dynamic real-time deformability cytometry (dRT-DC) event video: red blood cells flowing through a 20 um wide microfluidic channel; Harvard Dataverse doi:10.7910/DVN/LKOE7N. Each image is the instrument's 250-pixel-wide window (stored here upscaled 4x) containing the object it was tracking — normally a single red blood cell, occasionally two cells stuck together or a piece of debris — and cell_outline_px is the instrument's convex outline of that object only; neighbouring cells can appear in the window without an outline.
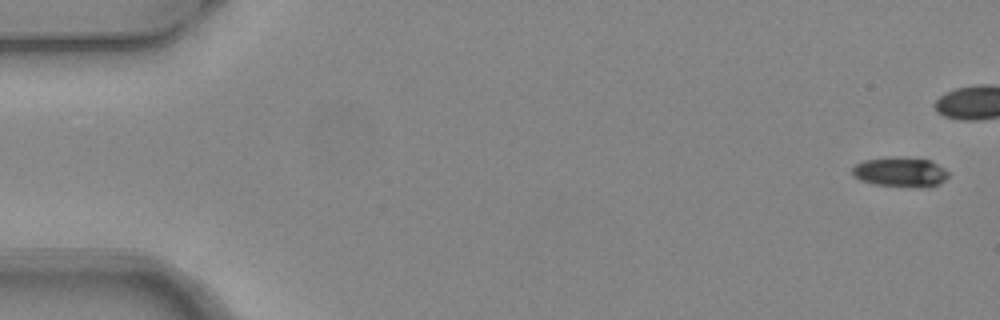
{"species": "common noctule bat (a hibernating species)", "species_latin": "Nyctalus noctula", "temperature_condition": "warm", "stored_images_in_passage": 6, "camera_frame_rate_fps": 3000, "um_per_image_px": 0.085, "animal": {"sex": "female", "body_mass_g": 24.6, "forearm_length_mm": 56.2}, "frame": {"image": 1, "passage_image": 1, "time_ms": 0.0, "image_size_px": [1000, 320], "cell_outline_px": [[948, 176], [940, 184], [916, 188], [876, 184], [860, 180], [852, 176], [852, 168], [856, 164], [864, 160], [900, 156], [932, 160], [944, 168], [948, 172]], "centroid_in_image_um": [76.54, 14.62], "position_along_channel_um": 8.5, "area_um2": 16.82}}
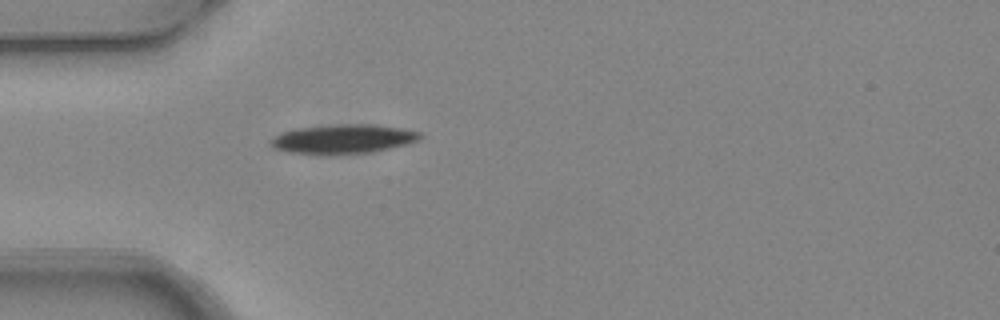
{"frame": {"image": 2, "passage_image": 6, "time_ms": 1.667, "image_size_px": [1000, 320], "cell_outline_px": [[424, 136], [420, 140], [408, 144], [368, 152], [288, 152], [276, 148], [272, 144], [272, 140], [280, 132], [292, 128], [332, 124], [372, 124], [404, 128], [420, 132]], "centroid_in_image_um": [29.25, 11.75], "position_along_channel_um": 55.8, "area_um2": 24.74}}